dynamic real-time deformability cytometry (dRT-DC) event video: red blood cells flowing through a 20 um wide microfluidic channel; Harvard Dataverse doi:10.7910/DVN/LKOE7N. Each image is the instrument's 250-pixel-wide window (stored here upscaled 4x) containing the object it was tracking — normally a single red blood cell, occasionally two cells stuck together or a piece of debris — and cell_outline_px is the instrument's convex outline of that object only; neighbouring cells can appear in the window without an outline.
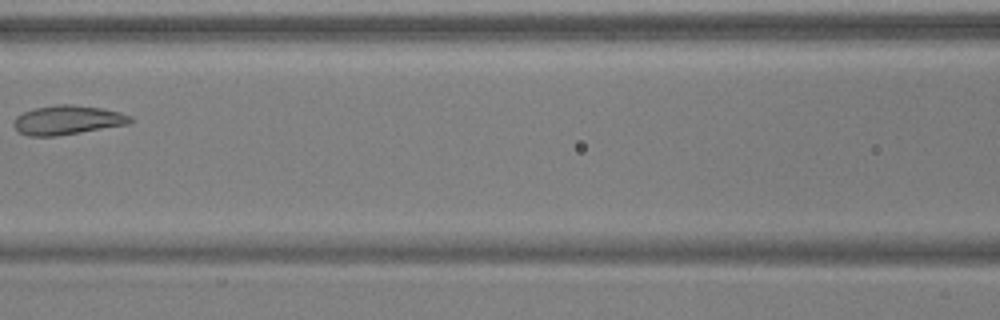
{"species": "common noctule bat (a hibernating species)", "species_latin": "Nyctalus noctula", "temperature_condition": "warm", "stored_images_in_passage": 7, "camera_frame_rate_fps": 3000, "um_per_image_px": 0.085, "animal": {"sex": "male", "body_mass_g": 17.9, "forearm_length_mm": 54.2}, "frame": {"image": 1, "passage_image": 7, "time_ms": 2.0, "image_size_px": [1000, 320], "cell_outline_px": [[132, 120], [128, 124], [56, 136], [28, 136], [20, 132], [12, 124], [16, 116], [32, 108], [56, 104], [72, 104], [100, 108], [120, 112], [132, 116]], "centroid_in_image_um": [5.71, 10.19], "position_along_channel_um": 160.9, "area_um2": 19.77}}